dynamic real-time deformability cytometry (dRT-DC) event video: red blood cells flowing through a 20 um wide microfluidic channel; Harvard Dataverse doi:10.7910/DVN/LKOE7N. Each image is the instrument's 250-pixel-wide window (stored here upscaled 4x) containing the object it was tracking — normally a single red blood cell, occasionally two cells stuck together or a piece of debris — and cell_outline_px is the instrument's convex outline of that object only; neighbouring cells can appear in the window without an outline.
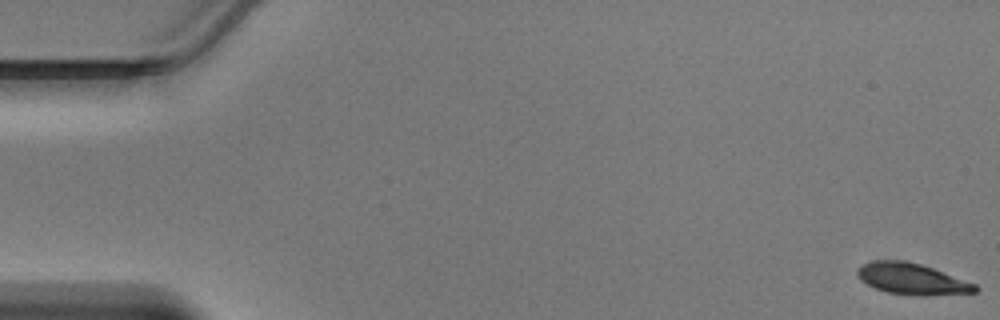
{"species": "Egyptian fruit bat (a non-hibernating species)", "species_latin": "Rousettus aegyptiacus", "temperature_condition": "warm", "stored_images_in_passage": 48, "segment_of_instrument_passage": [1, 2], "camera_frame_rate_fps": 3000, "um_per_image_px": 0.085, "animal": {"sex": "male"}, "frame": {"image": 1, "passage_image": 1, "time_ms": 0.0, "image_size_px": [1000, 320], "cell_outline_px": [[980, 288], [976, 292], [924, 296], [920, 296], [888, 292], [876, 288], [860, 280], [856, 276], [856, 268], [872, 260], [904, 260], [920, 264], [932, 268], [976, 284]], "centroid_in_image_um": [77.49, 23.7], "position_along_channel_um": 7.5, "area_um2": 21.39}}
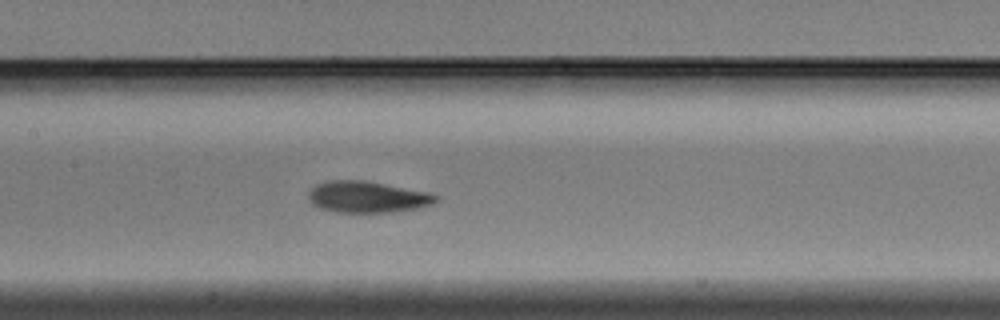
{"frame": {"image": 2, "passage_image": 23, "time_ms": 7.333, "image_size_px": [1000, 320], "cell_outline_px": [[440, 196], [432, 204], [416, 208], [388, 212], [336, 212], [320, 208], [312, 204], [308, 200], [308, 192], [316, 184], [328, 180], [364, 180], [432, 192]], "centroid_in_image_um": [31.22, 16.72], "position_along_channel_um": 176.2, "area_um2": 23.47}}
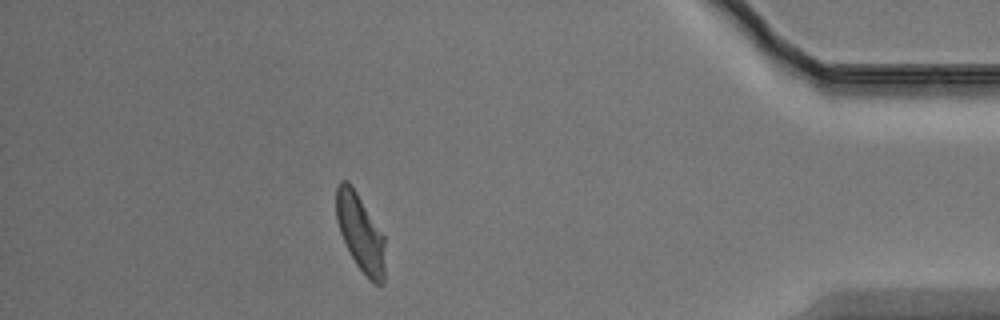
{"frame": {"image": 3, "passage_image": 42, "time_ms": 13.667, "image_size_px": [1000, 320], "cell_outline_px": [[384, 284], [372, 284], [356, 264], [340, 232], [336, 220], [336, 188], [340, 180], [348, 180], [352, 184], [384, 236]], "centroid_in_image_um": [30.62, 19.77], "position_along_channel_um": 404.6, "area_um2": 21.96}}